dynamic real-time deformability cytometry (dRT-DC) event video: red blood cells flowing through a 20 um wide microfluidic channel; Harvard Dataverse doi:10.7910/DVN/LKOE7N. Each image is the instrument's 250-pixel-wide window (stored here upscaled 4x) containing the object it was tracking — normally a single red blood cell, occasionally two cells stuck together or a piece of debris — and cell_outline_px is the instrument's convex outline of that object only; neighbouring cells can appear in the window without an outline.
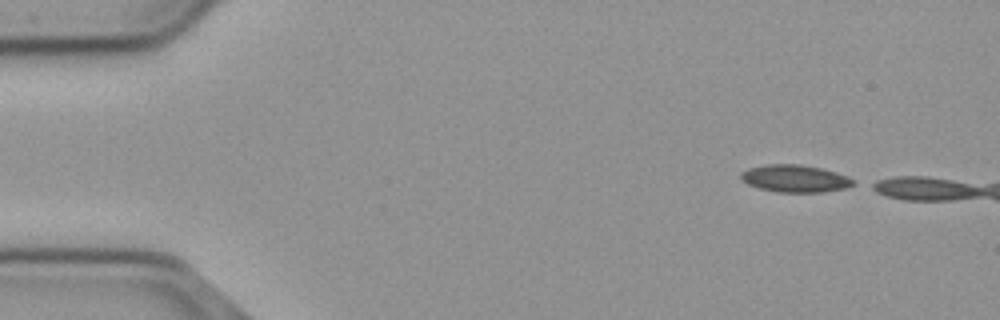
{"species": "common noctule bat (a hibernating species)", "species_latin": "Nyctalus noctula", "temperature_condition": "cold", "stored_images_in_passage": 7, "camera_frame_rate_fps": 3000, "um_per_image_px": 0.085, "animal": {"sex": "male", "body_mass_g": 23.1, "forearm_length_mm": 52.7}, "frame": {"image": 1, "passage_image": 1, "time_ms": 0.0, "image_size_px": [1000, 320], "cell_outline_px": [[856, 184], [844, 188], [824, 192], [776, 192], [760, 188], [748, 184], [740, 180], [740, 172], [748, 168], [764, 164], [800, 164], [820, 168], [836, 172], [848, 176]], "centroid_in_image_um": [67.54, 15.17], "position_along_channel_um": 17.5, "area_um2": 17.98}}